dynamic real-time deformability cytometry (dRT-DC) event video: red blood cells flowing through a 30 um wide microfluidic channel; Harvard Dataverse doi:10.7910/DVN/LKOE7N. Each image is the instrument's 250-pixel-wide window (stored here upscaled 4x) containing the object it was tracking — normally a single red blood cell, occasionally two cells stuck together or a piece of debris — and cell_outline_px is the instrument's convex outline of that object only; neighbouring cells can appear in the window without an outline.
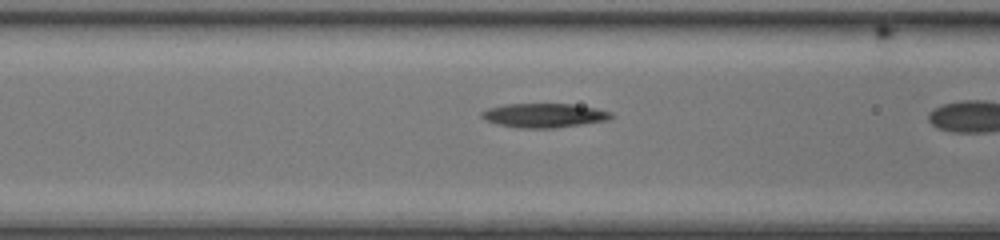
{"species": "common noctule bat (a hibernating species)", "species_latin": "Nyctalus noctula", "temperature_condition": "room temperature", "stored_images_in_passage": 16, "camera_frame_rate_fps": 3000, "um_per_image_px": 0.085, "animal": {"sex": "female", "body_mass_g": 17.0, "forearm_length_mm": 48.0}, "frame": {"image": 1, "passage_image": 12, "time_ms": 3.667, "image_size_px": [1000, 240], "cell_outline_px": [[612, 116], [608, 120], [552, 128], [516, 128], [500, 124], [488, 120], [480, 116], [480, 112], [488, 108], [508, 104], [572, 104], [596, 108], [612, 112]], "centroid_in_image_um": [46.25, 9.8], "position_along_channel_um": 120.4, "area_um2": 17.98}}